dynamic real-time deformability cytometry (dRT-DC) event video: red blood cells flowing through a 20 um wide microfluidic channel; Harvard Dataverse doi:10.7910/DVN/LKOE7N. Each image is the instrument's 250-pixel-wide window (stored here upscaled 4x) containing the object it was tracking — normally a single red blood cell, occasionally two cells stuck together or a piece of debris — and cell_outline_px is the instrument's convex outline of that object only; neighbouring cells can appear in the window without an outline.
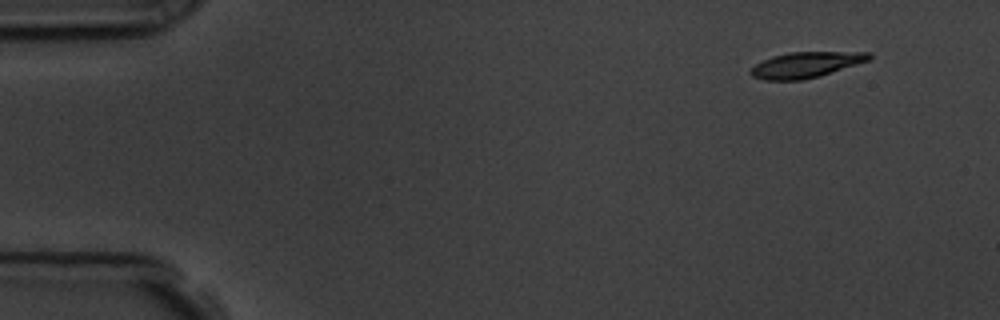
{"species": "common noctule bat (a hibernating species)", "species_latin": "Nyctalus noctula", "temperature_condition": "room temperature", "stored_images_in_passage": 53, "camera_frame_rate_fps": 3000, "um_per_image_px": 0.085, "animal": {"sex": "male", "body_mass_g": 19.5, "forearm_length_mm": 54.6}, "frame": {"image": 1, "passage_image": 1, "time_ms": 0.0, "image_size_px": [1000, 320], "cell_outline_px": [[872, 56], [868, 60], [820, 76], [804, 80], [764, 80], [752, 76], [748, 72], [756, 64], [772, 56], [788, 52], [872, 52]], "centroid_in_image_um": [68.47, 5.51], "position_along_channel_um": 16.5, "area_um2": 17.63}}
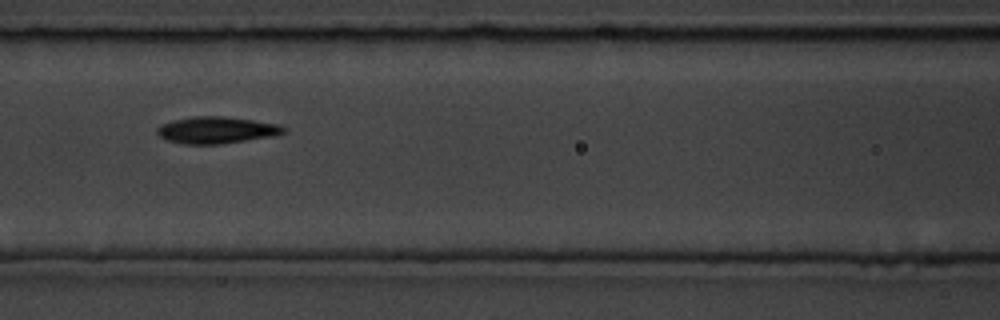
{"frame": {"image": 2, "passage_image": 21, "time_ms": 6.667, "image_size_px": [1000, 320], "cell_outline_px": [[288, 128], [284, 132], [276, 136], [220, 144], [184, 144], [168, 140], [160, 136], [156, 132], [156, 128], [160, 124], [172, 120], [192, 116], [224, 116], [280, 124]], "centroid_in_image_um": [18.42, 11.05], "position_along_channel_um": 148.2, "area_um2": 19.94}}
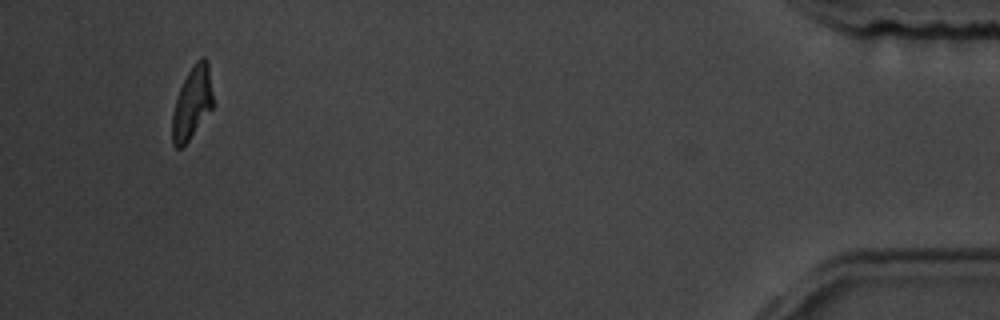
{"frame": {"image": 3, "passage_image": 50, "time_ms": 16.333, "image_size_px": [1000, 320], "cell_outline_px": [[212, 108], [188, 140], [180, 148], [176, 148], [172, 144], [172, 112], [180, 88], [188, 72], [196, 60], [200, 56], [204, 56], [208, 60], [212, 92]], "centroid_in_image_um": [16.32, 8.71], "position_along_channel_um": 418.9, "area_um2": 16.94}, "authors_computed_cell_mechanics": {"area_um2": 18.496, "velocity_mm_per_s": 3.5691, "shape_relaxation_time_tau1_ms": 2.82, "shape_relaxation_time_tau2_ms": 3.2139, "deformation_change_tau1": 0.176, "deformation_change_tau2": 0.1139}}